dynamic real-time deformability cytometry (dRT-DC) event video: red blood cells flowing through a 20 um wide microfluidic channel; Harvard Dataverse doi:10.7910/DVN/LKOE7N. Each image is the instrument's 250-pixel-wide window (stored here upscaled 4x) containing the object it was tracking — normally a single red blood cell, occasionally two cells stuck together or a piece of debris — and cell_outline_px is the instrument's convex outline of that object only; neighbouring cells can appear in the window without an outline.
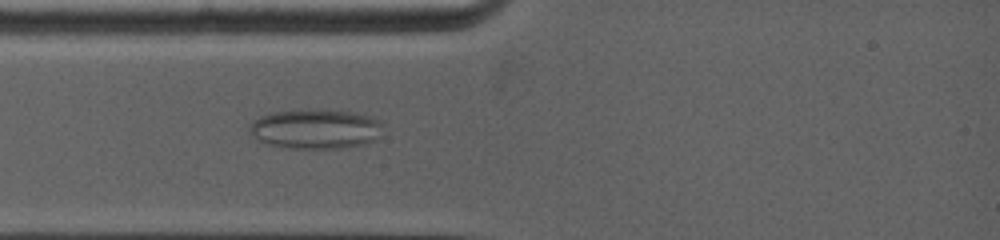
{"species": "common noctule bat (a hibernating species)", "species_latin": "Nyctalus noctula", "temperature_condition": "warm", "stored_images_in_passage": 62, "camera_frame_rate_fps": 5000, "um_per_image_px": 0.085, "animal": {"sex": "female", "body_mass_g": 19.0, "forearm_length_mm": 53.3}, "frame": {"image": 1, "passage_image": 7, "time_ms": 2.4, "image_size_px": [1000, 240], "cell_outline_px": [[380, 124], [376, 140], [364, 144], [340, 148], [288, 148], [268, 144], [256, 140], [248, 132], [248, 124], [260, 116], [272, 112], [320, 108], [352, 112], [372, 116], [380, 120]], "centroid_in_image_um": [26.75, 10.94], "position_along_channel_um": 58.2, "area_um2": 31.15}}
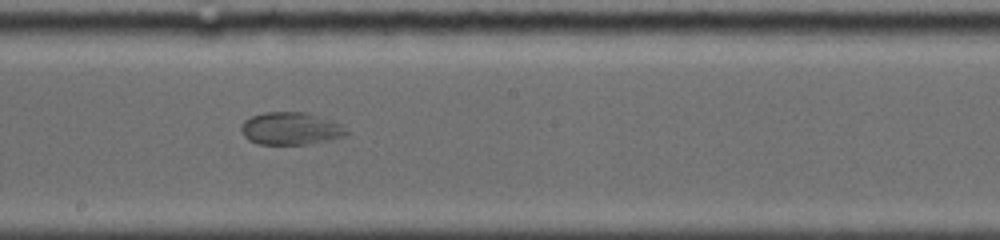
{"frame": {"image": 2, "passage_image": 23, "time_ms": 6.6, "image_size_px": [1000, 240], "cell_outline_px": [[348, 136], [308, 144], [256, 144], [248, 140], [244, 136], [240, 128], [244, 120], [252, 116], [264, 112], [304, 112], [332, 120], [344, 124], [348, 132]], "centroid_in_image_um": [24.73, 10.93], "position_along_channel_um": 223.5, "area_um2": 20.17}}
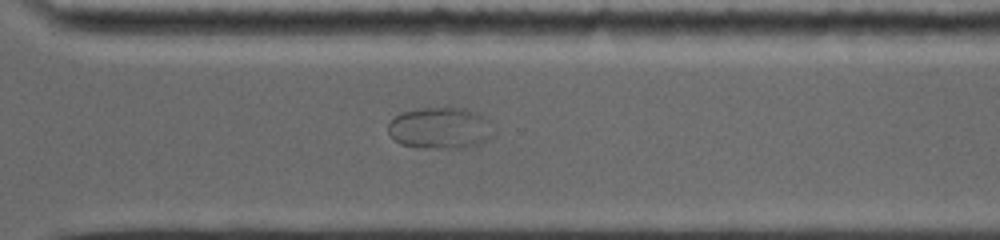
{"frame": {"image": 3, "passage_image": 35, "time_ms": 9.4, "image_size_px": [1000, 240], "cell_outline_px": [[496, 136], [480, 144], [460, 148], [424, 148], [400, 144], [388, 132], [388, 124], [396, 116], [404, 112], [420, 108], [448, 104], [480, 112], [488, 120], [496, 132]], "centroid_in_image_um": [37.51, 10.85], "position_along_channel_um": 333.1, "area_um2": 26.41}}